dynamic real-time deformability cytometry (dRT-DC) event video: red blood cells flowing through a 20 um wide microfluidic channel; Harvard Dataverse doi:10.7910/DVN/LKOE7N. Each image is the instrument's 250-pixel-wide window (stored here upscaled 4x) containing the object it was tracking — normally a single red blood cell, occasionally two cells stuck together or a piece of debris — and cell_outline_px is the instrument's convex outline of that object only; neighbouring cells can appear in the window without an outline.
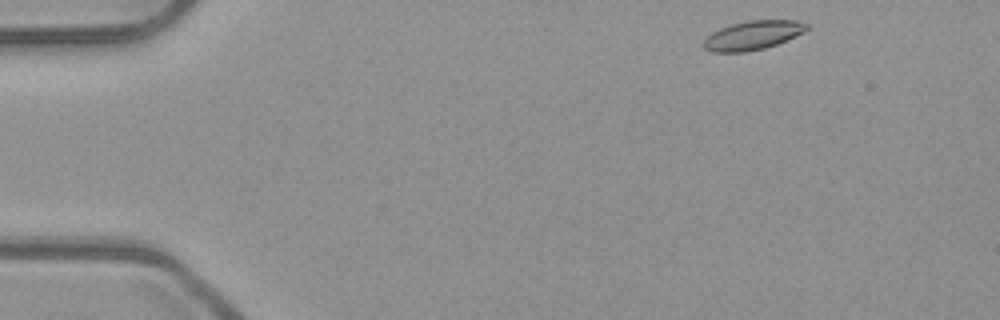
{"species": "common noctule bat (a hibernating species)", "species_latin": "Nyctalus noctula", "temperature_condition": "room temperature", "stored_images_in_passage": 47, "camera_frame_rate_fps": 3000, "um_per_image_px": 0.085, "animal": {"sex": "male", "body_mass_g": 23.1, "forearm_length_mm": 52.7}, "frame": {"image": 1, "passage_image": 1, "time_ms": 0.0, "image_size_px": [1000, 320], "cell_outline_px": [[808, 28], [804, 32], [796, 36], [776, 44], [764, 48], [744, 52], [712, 52], [704, 48], [704, 40], [712, 32], [720, 28], [732, 24], [748, 20], [796, 20], [808, 24]], "centroid_in_image_um": [63.99, 2.99], "position_along_channel_um": 21.0, "area_um2": 17.28}}
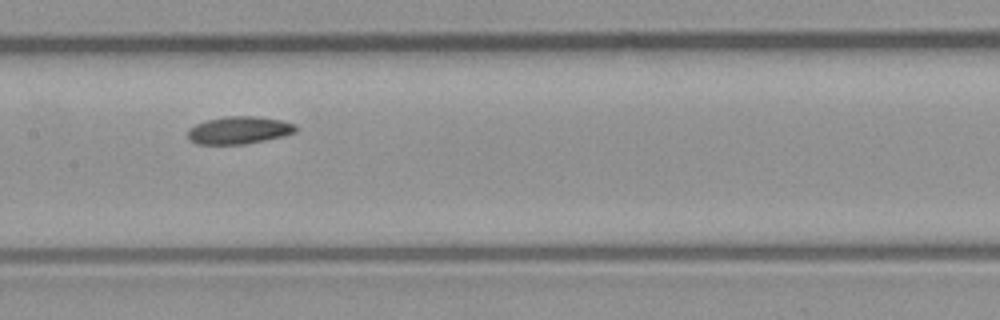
{"frame": {"image": 2, "passage_image": 21, "time_ms": 6.667, "image_size_px": [1000, 320], "cell_outline_px": [[296, 132], [284, 136], [244, 144], [196, 144], [188, 136], [188, 128], [196, 124], [208, 120], [224, 116], [260, 116], [280, 120], [296, 124]], "centroid_in_image_um": [20.33, 11.06], "position_along_channel_um": 187.1, "area_um2": 17.28}}
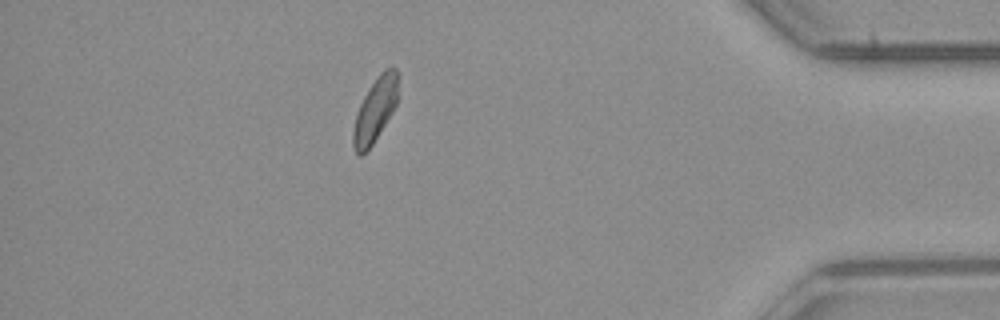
{"frame": {"image": 3, "passage_image": 41, "time_ms": 13.333, "image_size_px": [1000, 320], "cell_outline_px": [[400, 76], [396, 104], [392, 112], [372, 144], [360, 156], [356, 152], [352, 144], [352, 132], [356, 116], [360, 104], [368, 88], [380, 72], [384, 68], [392, 64], [400, 72]], "centroid_in_image_um": [31.93, 9.23], "position_along_channel_um": 403.3, "area_um2": 16.94}, "authors_computed_cell_mechanics": {"area_um2": 17.2822, "velocity_mm_per_s": 3.913, "shape_relaxation_time_tau1_ms": 5.3556, "shape_relaxation_time_tau2_ms": null, "deformation_change_tau1": 0.1025, "deformation_change_tau2": null}}